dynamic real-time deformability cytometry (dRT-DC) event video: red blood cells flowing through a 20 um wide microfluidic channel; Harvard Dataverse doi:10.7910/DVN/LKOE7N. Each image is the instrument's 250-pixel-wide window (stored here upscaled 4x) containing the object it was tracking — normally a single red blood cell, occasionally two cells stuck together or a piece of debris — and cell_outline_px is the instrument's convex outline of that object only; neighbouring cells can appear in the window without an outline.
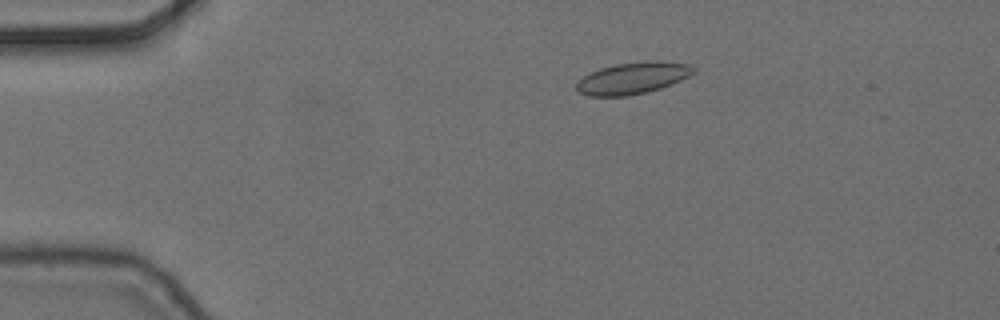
{"species": "common noctule bat (a hibernating species)", "species_latin": "Nyctalus noctula", "temperature_condition": "cold", "stored_images_in_passage": 8, "camera_frame_rate_fps": 3000, "um_per_image_px": 0.085, "animal": {"sex": "female", "body_mass_g": 24.6, "forearm_length_mm": 56.2}, "frame": {"image": 1, "passage_image": 4, "time_ms": 1.0, "image_size_px": [1000, 320], "cell_outline_px": [[696, 72], [672, 84], [660, 88], [628, 96], [588, 96], [580, 92], [576, 88], [576, 80], [600, 68], [616, 64], [644, 60], [660, 60], [688, 64], [696, 68]], "centroid_in_image_um": [53.79, 6.62], "position_along_channel_um": 31.2, "area_um2": 21.73}}
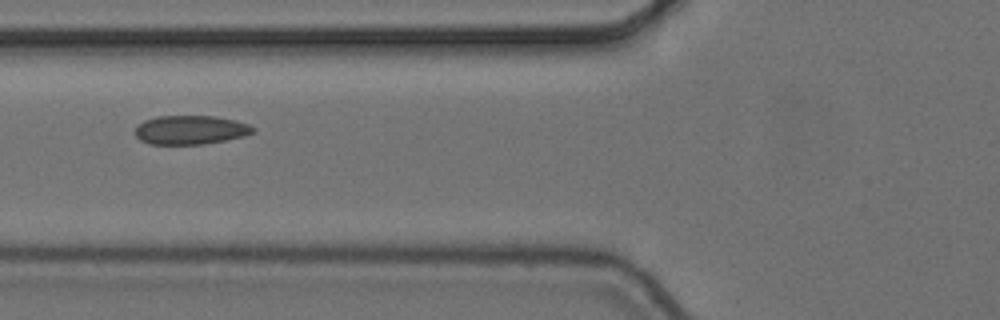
{"frame": {"image": 2, "passage_image": 7, "time_ms": 2.0, "image_size_px": [1000, 320], "cell_outline_px": [[256, 132], [244, 136], [204, 144], [148, 144], [140, 140], [136, 136], [136, 128], [144, 120], [156, 116], [216, 116], [236, 120], [248, 124], [256, 128]], "centroid_in_image_um": [16.22, 11.04], "position_along_channel_um": 109.6, "area_um2": 19.94}}
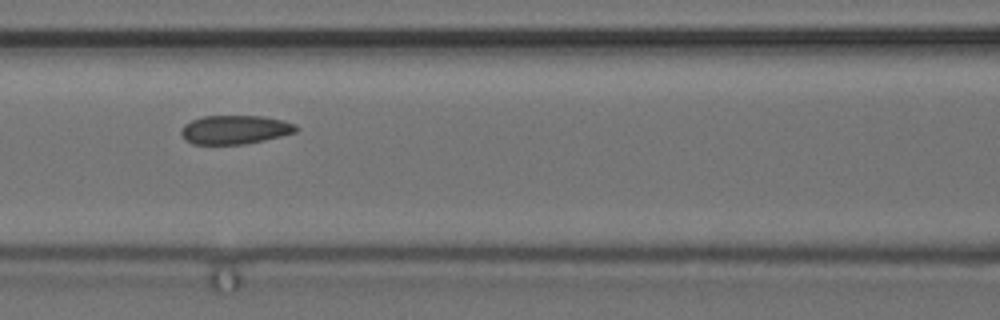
{"frame": {"image": 3, "passage_image": 8, "time_ms": 2.333, "image_size_px": [1000, 320], "cell_outline_px": [[300, 128], [296, 132], [264, 140], [244, 144], [192, 144], [184, 140], [180, 132], [184, 124], [192, 120], [204, 116], [264, 116], [296, 124]], "centroid_in_image_um": [19.96, 11.02], "position_along_channel_um": 146.6, "area_um2": 19.31}}